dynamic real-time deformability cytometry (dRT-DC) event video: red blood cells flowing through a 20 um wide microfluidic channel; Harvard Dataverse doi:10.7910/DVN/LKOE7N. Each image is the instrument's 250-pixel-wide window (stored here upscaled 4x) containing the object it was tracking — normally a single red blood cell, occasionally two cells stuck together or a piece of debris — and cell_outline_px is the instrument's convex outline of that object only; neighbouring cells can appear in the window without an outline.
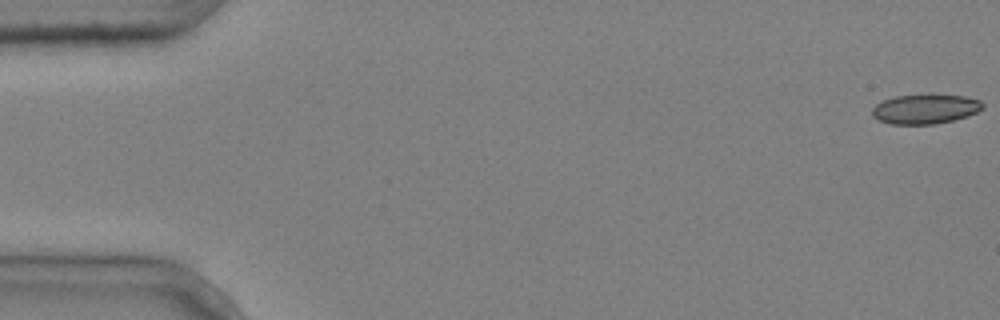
{"species": "common noctule bat (a hibernating species)", "species_latin": "Nyctalus noctula", "temperature_condition": "cold", "stored_images_in_passage": 6, "camera_frame_rate_fps": 3000, "um_per_image_px": 0.085, "animal": {"sex": "male", "body_mass_g": 20.4}, "frame": {"image": 1, "passage_image": 1, "time_ms": 0.0, "image_size_px": [1000, 320], "cell_outline_px": [[984, 108], [968, 116], [952, 120], [932, 124], [892, 124], [880, 120], [872, 116], [872, 108], [876, 104], [884, 100], [896, 96], [928, 92], [964, 96], [980, 100], [984, 104]], "centroid_in_image_um": [78.67, 9.22], "position_along_channel_um": 6.3, "area_um2": 19.54}}
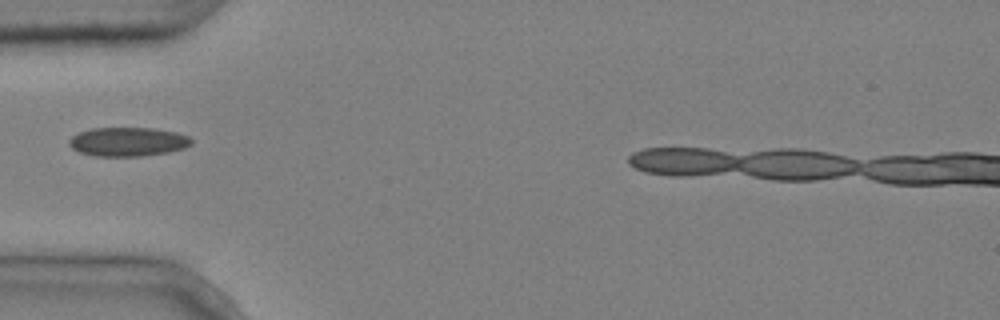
{"frame": {"image": 2, "passage_image": 5, "time_ms": 1.333, "image_size_px": [1000, 320], "cell_outline_px": [[192, 144], [184, 148], [168, 152], [140, 156], [96, 156], [80, 152], [72, 148], [68, 144], [68, 140], [72, 136], [80, 132], [92, 128], [156, 128], [176, 132], [188, 136], [192, 140]], "centroid_in_image_um": [10.87, 12.04], "position_along_channel_um": 74.1, "area_um2": 20.63}}